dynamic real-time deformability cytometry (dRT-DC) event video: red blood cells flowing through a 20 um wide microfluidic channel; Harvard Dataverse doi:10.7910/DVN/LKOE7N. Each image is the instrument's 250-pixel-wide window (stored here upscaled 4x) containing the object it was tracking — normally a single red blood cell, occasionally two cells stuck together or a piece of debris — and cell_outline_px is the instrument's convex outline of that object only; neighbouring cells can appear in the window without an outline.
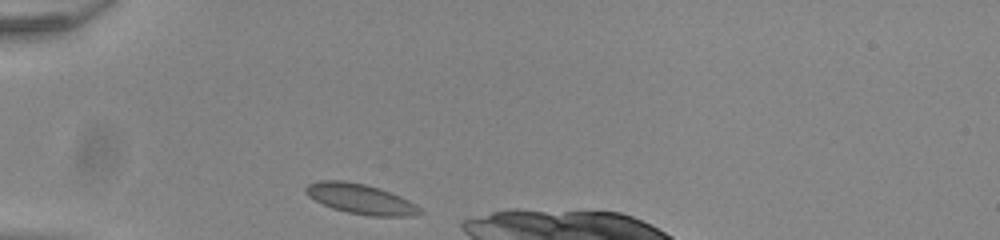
{"species": "common noctule bat (a hibernating species)", "species_latin": "Nyctalus noctula", "temperature_condition": "room temperature", "stored_images_in_passage": 31, "camera_frame_rate_fps": 3000, "um_per_image_px": 0.085, "animal": {"sex": "male", "body_mass_g": 20.0, "forearm_length_mm": 53.3}, "frame": {"image": 1, "passage_image": 1, "time_ms": 0.0, "image_size_px": [1000, 240], "cell_outline_px": [[424, 212], [416, 216], [368, 216], [348, 212], [332, 208], [308, 196], [304, 192], [304, 188], [308, 184], [320, 180], [344, 180], [364, 184], [380, 188], [400, 196], [416, 204]], "centroid_in_image_um": [30.67, 16.91], "position_along_channel_um": 54.3, "area_um2": 20.06}}
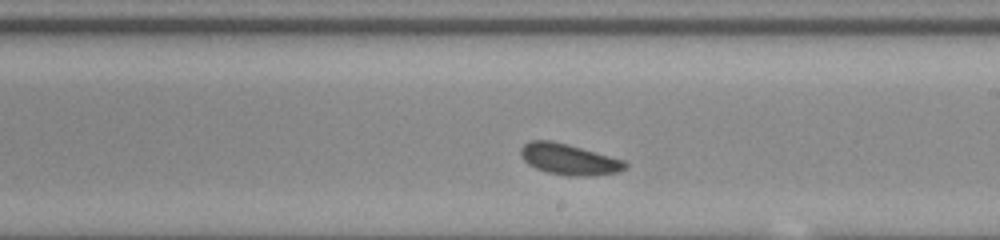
{"frame": {"image": 2, "passage_image": 17, "time_ms": 5.333, "image_size_px": [1000, 240], "cell_outline_px": [[628, 164], [620, 172], [592, 176], [568, 176], [548, 172], [536, 168], [528, 164], [520, 156], [520, 148], [528, 140], [552, 140], [624, 160]], "centroid_in_image_um": [48.33, 13.54], "position_along_channel_um": 240.7, "area_um2": 18.84}}
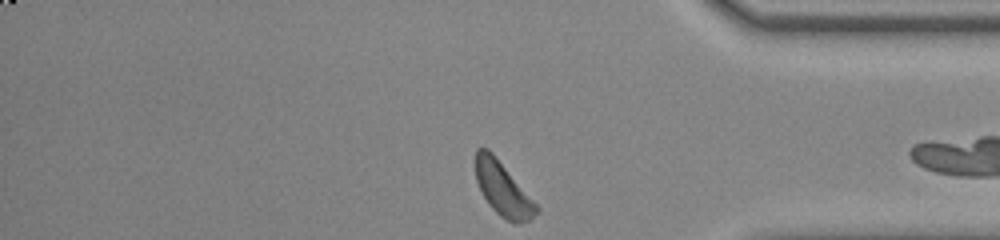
{"frame": {"image": 3, "passage_image": 30, "time_ms": 9.667, "image_size_px": [1000, 240], "cell_outline_px": [[540, 212], [528, 220], [520, 224], [512, 224], [500, 216], [488, 204], [476, 180], [476, 148], [488, 148], [496, 156], [540, 208]], "centroid_in_image_um": [42.77, 16.09], "position_along_channel_um": 392.4, "area_um2": 18.96}}